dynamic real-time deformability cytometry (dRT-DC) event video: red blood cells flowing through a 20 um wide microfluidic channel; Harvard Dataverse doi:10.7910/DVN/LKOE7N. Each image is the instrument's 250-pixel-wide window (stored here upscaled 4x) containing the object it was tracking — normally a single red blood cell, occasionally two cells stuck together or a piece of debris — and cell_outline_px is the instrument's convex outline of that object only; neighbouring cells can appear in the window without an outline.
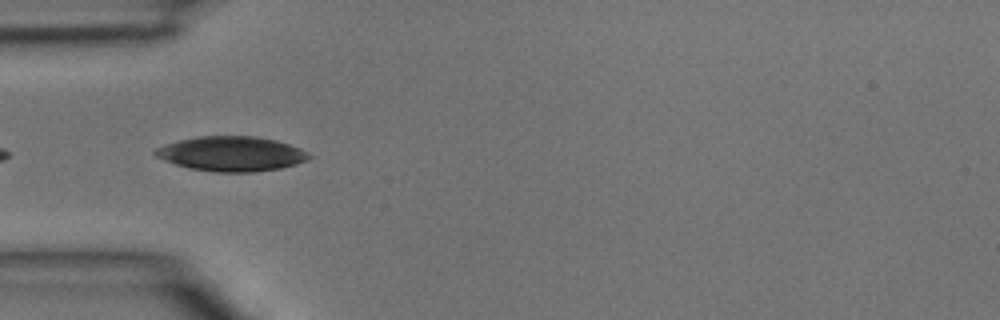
{"species": "common noctule bat (a hibernating species)", "species_latin": "Nyctalus noctula", "temperature_condition": "room temperature", "stored_images_in_passage": 23, "camera_frame_rate_fps": 3000, "um_per_image_px": 0.085, "animal": {"sex": "male", "body_mass_g": 15.6}, "frame": {"image": 1, "passage_image": 4, "time_ms": 1.0, "image_size_px": [1000, 320], "cell_outline_px": [[312, 156], [308, 160], [296, 164], [280, 168], [252, 172], [212, 172], [188, 168], [164, 160], [156, 156], [152, 152], [156, 148], [164, 144], [180, 140], [200, 136], [256, 136], [276, 140], [300, 148], [308, 152]], "centroid_in_image_um": [19.67, 13.07], "position_along_channel_um": 65.3, "area_um2": 31.21}}